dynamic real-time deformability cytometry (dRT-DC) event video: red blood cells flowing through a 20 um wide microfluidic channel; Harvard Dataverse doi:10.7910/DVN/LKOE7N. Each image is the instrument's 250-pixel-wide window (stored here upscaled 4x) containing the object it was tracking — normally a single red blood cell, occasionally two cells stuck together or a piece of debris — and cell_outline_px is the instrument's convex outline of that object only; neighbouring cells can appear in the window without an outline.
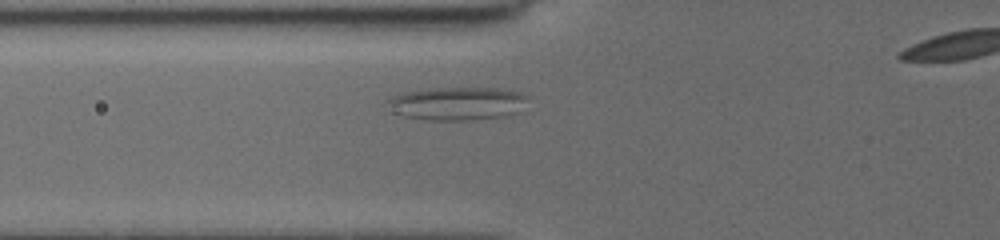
{"species": "common noctule bat (a hibernating species)", "species_latin": "Nyctalus noctula", "temperature_condition": "cold", "stored_images_in_passage": 3, "segment_of_instrument_passage": [1, 2], "camera_frame_rate_fps": 3000, "um_per_image_px": 0.085, "animal": {"sex": "female", "body_mass_g": 19.5, "forearm_length_mm": 54.1}, "frame": {"image": 1, "passage_image": 2, "time_ms": 0.667, "image_size_px": [1000, 240], "cell_outline_px": [[528, 96], [520, 112], [508, 116], [472, 120], [428, 120], [400, 116], [384, 100], [392, 96], [408, 92], [440, 88], [500, 88], [520, 92]], "centroid_in_image_um": [38.92, 8.81], "position_along_channel_um": 86.9, "area_um2": 27.17}}